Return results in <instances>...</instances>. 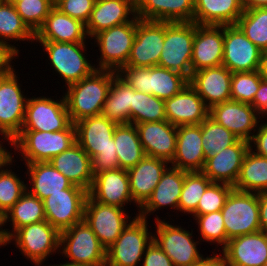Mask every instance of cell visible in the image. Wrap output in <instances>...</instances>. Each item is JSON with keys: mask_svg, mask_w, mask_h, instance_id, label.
Returning a JSON list of instances; mask_svg holds the SVG:
<instances>
[{"mask_svg": "<svg viewBox=\"0 0 267 266\" xmlns=\"http://www.w3.org/2000/svg\"><path fill=\"white\" fill-rule=\"evenodd\" d=\"M116 126L102 114L75 123L76 142L90 156L93 175L119 168L113 139Z\"/></svg>", "mask_w": 267, "mask_h": 266, "instance_id": "6da1fadb", "label": "cell"}, {"mask_svg": "<svg viewBox=\"0 0 267 266\" xmlns=\"http://www.w3.org/2000/svg\"><path fill=\"white\" fill-rule=\"evenodd\" d=\"M118 72L95 70L90 76L67 87L64 94L71 122L100 115L113 78Z\"/></svg>", "mask_w": 267, "mask_h": 266, "instance_id": "7a4b0ae2", "label": "cell"}, {"mask_svg": "<svg viewBox=\"0 0 267 266\" xmlns=\"http://www.w3.org/2000/svg\"><path fill=\"white\" fill-rule=\"evenodd\" d=\"M76 143V127L71 124L58 132L21 130L11 147L21 153L24 163L49 162Z\"/></svg>", "mask_w": 267, "mask_h": 266, "instance_id": "3957f363", "label": "cell"}, {"mask_svg": "<svg viewBox=\"0 0 267 266\" xmlns=\"http://www.w3.org/2000/svg\"><path fill=\"white\" fill-rule=\"evenodd\" d=\"M118 75L135 91L151 94L163 100L178 94L189 84V80L185 76L159 65L152 67L124 66Z\"/></svg>", "mask_w": 267, "mask_h": 266, "instance_id": "277c9868", "label": "cell"}, {"mask_svg": "<svg viewBox=\"0 0 267 266\" xmlns=\"http://www.w3.org/2000/svg\"><path fill=\"white\" fill-rule=\"evenodd\" d=\"M195 30L194 22H165V40L158 65L189 80Z\"/></svg>", "mask_w": 267, "mask_h": 266, "instance_id": "5b68a950", "label": "cell"}, {"mask_svg": "<svg viewBox=\"0 0 267 266\" xmlns=\"http://www.w3.org/2000/svg\"><path fill=\"white\" fill-rule=\"evenodd\" d=\"M221 212L226 230V244L230 239L261 231L258 193L233 188Z\"/></svg>", "mask_w": 267, "mask_h": 266, "instance_id": "8992f818", "label": "cell"}, {"mask_svg": "<svg viewBox=\"0 0 267 266\" xmlns=\"http://www.w3.org/2000/svg\"><path fill=\"white\" fill-rule=\"evenodd\" d=\"M59 248L60 254L70 259L66 263L105 266L106 249L84 220L60 232Z\"/></svg>", "mask_w": 267, "mask_h": 266, "instance_id": "52a82bcc", "label": "cell"}, {"mask_svg": "<svg viewBox=\"0 0 267 266\" xmlns=\"http://www.w3.org/2000/svg\"><path fill=\"white\" fill-rule=\"evenodd\" d=\"M117 240L106 250L105 266H138L146 248L153 241L148 232V221L141 217L131 218Z\"/></svg>", "mask_w": 267, "mask_h": 266, "instance_id": "ba28073f", "label": "cell"}, {"mask_svg": "<svg viewBox=\"0 0 267 266\" xmlns=\"http://www.w3.org/2000/svg\"><path fill=\"white\" fill-rule=\"evenodd\" d=\"M48 54L51 67L65 80L67 86L90 76L95 64L86 58L85 42H39ZM84 51V52H83Z\"/></svg>", "mask_w": 267, "mask_h": 266, "instance_id": "9c48e42d", "label": "cell"}, {"mask_svg": "<svg viewBox=\"0 0 267 266\" xmlns=\"http://www.w3.org/2000/svg\"><path fill=\"white\" fill-rule=\"evenodd\" d=\"M136 37V18L108 28L93 38L101 53L97 70L119 72L126 64Z\"/></svg>", "mask_w": 267, "mask_h": 266, "instance_id": "30bf717a", "label": "cell"}, {"mask_svg": "<svg viewBox=\"0 0 267 266\" xmlns=\"http://www.w3.org/2000/svg\"><path fill=\"white\" fill-rule=\"evenodd\" d=\"M11 241L15 242L22 256L30 259L35 266H40L48 257L60 252V232L46 220L17 229L10 236L9 244Z\"/></svg>", "mask_w": 267, "mask_h": 266, "instance_id": "8fae6325", "label": "cell"}, {"mask_svg": "<svg viewBox=\"0 0 267 266\" xmlns=\"http://www.w3.org/2000/svg\"><path fill=\"white\" fill-rule=\"evenodd\" d=\"M16 73L14 69L0 76V135L9 144L21 132L28 99L21 91Z\"/></svg>", "mask_w": 267, "mask_h": 266, "instance_id": "7c38bea8", "label": "cell"}, {"mask_svg": "<svg viewBox=\"0 0 267 266\" xmlns=\"http://www.w3.org/2000/svg\"><path fill=\"white\" fill-rule=\"evenodd\" d=\"M155 219L157 234L153 235V241L172 260L174 266H191L203 256L196 247L200 242L193 240L192 232L161 220L158 215Z\"/></svg>", "mask_w": 267, "mask_h": 266, "instance_id": "4fadbf2b", "label": "cell"}, {"mask_svg": "<svg viewBox=\"0 0 267 266\" xmlns=\"http://www.w3.org/2000/svg\"><path fill=\"white\" fill-rule=\"evenodd\" d=\"M126 209L99 203L87 196L83 220L107 250L131 222Z\"/></svg>", "mask_w": 267, "mask_h": 266, "instance_id": "5bb4252c", "label": "cell"}, {"mask_svg": "<svg viewBox=\"0 0 267 266\" xmlns=\"http://www.w3.org/2000/svg\"><path fill=\"white\" fill-rule=\"evenodd\" d=\"M62 97L60 101L44 96L28 98L21 130L58 132L67 129L72 122L64 95Z\"/></svg>", "mask_w": 267, "mask_h": 266, "instance_id": "9a60e30c", "label": "cell"}, {"mask_svg": "<svg viewBox=\"0 0 267 266\" xmlns=\"http://www.w3.org/2000/svg\"><path fill=\"white\" fill-rule=\"evenodd\" d=\"M88 191L73 185L43 200L46 221L59 232L83 221L85 201Z\"/></svg>", "mask_w": 267, "mask_h": 266, "instance_id": "2e32d148", "label": "cell"}, {"mask_svg": "<svg viewBox=\"0 0 267 266\" xmlns=\"http://www.w3.org/2000/svg\"><path fill=\"white\" fill-rule=\"evenodd\" d=\"M165 40V22L136 17V37L125 66L152 67L159 64Z\"/></svg>", "mask_w": 267, "mask_h": 266, "instance_id": "e0dca14e", "label": "cell"}, {"mask_svg": "<svg viewBox=\"0 0 267 266\" xmlns=\"http://www.w3.org/2000/svg\"><path fill=\"white\" fill-rule=\"evenodd\" d=\"M261 51L237 25H224L222 65L229 71L233 73L259 70Z\"/></svg>", "mask_w": 267, "mask_h": 266, "instance_id": "ac0fdd59", "label": "cell"}, {"mask_svg": "<svg viewBox=\"0 0 267 266\" xmlns=\"http://www.w3.org/2000/svg\"><path fill=\"white\" fill-rule=\"evenodd\" d=\"M209 117L231 131L239 139L247 142L252 139L261 118L250 104L234 100L212 106L209 109Z\"/></svg>", "mask_w": 267, "mask_h": 266, "instance_id": "d6986e66", "label": "cell"}, {"mask_svg": "<svg viewBox=\"0 0 267 266\" xmlns=\"http://www.w3.org/2000/svg\"><path fill=\"white\" fill-rule=\"evenodd\" d=\"M224 53V25H199L193 41L192 73L222 65Z\"/></svg>", "mask_w": 267, "mask_h": 266, "instance_id": "ffe728a7", "label": "cell"}, {"mask_svg": "<svg viewBox=\"0 0 267 266\" xmlns=\"http://www.w3.org/2000/svg\"><path fill=\"white\" fill-rule=\"evenodd\" d=\"M135 126L145 155L171 163L176 153L177 126L167 120L143 122Z\"/></svg>", "mask_w": 267, "mask_h": 266, "instance_id": "44dd1931", "label": "cell"}, {"mask_svg": "<svg viewBox=\"0 0 267 266\" xmlns=\"http://www.w3.org/2000/svg\"><path fill=\"white\" fill-rule=\"evenodd\" d=\"M221 254L226 266H264L267 261V233L258 231L230 239Z\"/></svg>", "mask_w": 267, "mask_h": 266, "instance_id": "7402d4cb", "label": "cell"}, {"mask_svg": "<svg viewBox=\"0 0 267 266\" xmlns=\"http://www.w3.org/2000/svg\"><path fill=\"white\" fill-rule=\"evenodd\" d=\"M231 79L232 72L221 65L193 72L189 85L210 109L216 104L231 100Z\"/></svg>", "mask_w": 267, "mask_h": 266, "instance_id": "603a6c76", "label": "cell"}, {"mask_svg": "<svg viewBox=\"0 0 267 266\" xmlns=\"http://www.w3.org/2000/svg\"><path fill=\"white\" fill-rule=\"evenodd\" d=\"M249 149V142L239 139L218 154L207 157L202 172L212 182L234 186Z\"/></svg>", "mask_w": 267, "mask_h": 266, "instance_id": "cb8c5ba5", "label": "cell"}, {"mask_svg": "<svg viewBox=\"0 0 267 266\" xmlns=\"http://www.w3.org/2000/svg\"><path fill=\"white\" fill-rule=\"evenodd\" d=\"M88 196L99 203L124 208L133 202L127 170L118 168L94 175Z\"/></svg>", "mask_w": 267, "mask_h": 266, "instance_id": "d4e9b609", "label": "cell"}, {"mask_svg": "<svg viewBox=\"0 0 267 266\" xmlns=\"http://www.w3.org/2000/svg\"><path fill=\"white\" fill-rule=\"evenodd\" d=\"M164 102L167 121L174 126L200 125L209 116V108L189 84Z\"/></svg>", "mask_w": 267, "mask_h": 266, "instance_id": "484cf974", "label": "cell"}, {"mask_svg": "<svg viewBox=\"0 0 267 266\" xmlns=\"http://www.w3.org/2000/svg\"><path fill=\"white\" fill-rule=\"evenodd\" d=\"M136 17L135 0H96L86 23V32L92 40L97 33L131 22Z\"/></svg>", "mask_w": 267, "mask_h": 266, "instance_id": "4316f807", "label": "cell"}, {"mask_svg": "<svg viewBox=\"0 0 267 266\" xmlns=\"http://www.w3.org/2000/svg\"><path fill=\"white\" fill-rule=\"evenodd\" d=\"M205 162L201 125L177 126L176 153L170 166L188 172L202 171Z\"/></svg>", "mask_w": 267, "mask_h": 266, "instance_id": "83f0119b", "label": "cell"}, {"mask_svg": "<svg viewBox=\"0 0 267 266\" xmlns=\"http://www.w3.org/2000/svg\"><path fill=\"white\" fill-rule=\"evenodd\" d=\"M169 164L166 160L145 156L134 167L127 170L130 193L138 209L151 196Z\"/></svg>", "mask_w": 267, "mask_h": 266, "instance_id": "f1b7e54d", "label": "cell"}, {"mask_svg": "<svg viewBox=\"0 0 267 266\" xmlns=\"http://www.w3.org/2000/svg\"><path fill=\"white\" fill-rule=\"evenodd\" d=\"M86 24L62 13L55 6L35 33L36 42H86Z\"/></svg>", "mask_w": 267, "mask_h": 266, "instance_id": "f546056e", "label": "cell"}, {"mask_svg": "<svg viewBox=\"0 0 267 266\" xmlns=\"http://www.w3.org/2000/svg\"><path fill=\"white\" fill-rule=\"evenodd\" d=\"M185 179V170L169 167L163 173L161 180L154 188L151 196L140 207L135 214L138 217L147 219L151 213L162 207H171L178 211V203ZM149 213V214H148Z\"/></svg>", "mask_w": 267, "mask_h": 266, "instance_id": "4dcf8cb0", "label": "cell"}, {"mask_svg": "<svg viewBox=\"0 0 267 266\" xmlns=\"http://www.w3.org/2000/svg\"><path fill=\"white\" fill-rule=\"evenodd\" d=\"M139 19L193 22L195 0H135Z\"/></svg>", "mask_w": 267, "mask_h": 266, "instance_id": "1f68e13d", "label": "cell"}, {"mask_svg": "<svg viewBox=\"0 0 267 266\" xmlns=\"http://www.w3.org/2000/svg\"><path fill=\"white\" fill-rule=\"evenodd\" d=\"M73 185L89 191L93 182L92 161L86 151L76 142L69 149L49 161Z\"/></svg>", "mask_w": 267, "mask_h": 266, "instance_id": "d6a6232c", "label": "cell"}, {"mask_svg": "<svg viewBox=\"0 0 267 266\" xmlns=\"http://www.w3.org/2000/svg\"><path fill=\"white\" fill-rule=\"evenodd\" d=\"M27 166V176H29V185L27 191L44 200L48 196L56 193H63V190L73 186L62 173H60L50 162L25 163Z\"/></svg>", "mask_w": 267, "mask_h": 266, "instance_id": "836d02e7", "label": "cell"}, {"mask_svg": "<svg viewBox=\"0 0 267 266\" xmlns=\"http://www.w3.org/2000/svg\"><path fill=\"white\" fill-rule=\"evenodd\" d=\"M243 11L240 0H195L193 22L199 25H236Z\"/></svg>", "mask_w": 267, "mask_h": 266, "instance_id": "e575fe53", "label": "cell"}, {"mask_svg": "<svg viewBox=\"0 0 267 266\" xmlns=\"http://www.w3.org/2000/svg\"><path fill=\"white\" fill-rule=\"evenodd\" d=\"M130 105H132V87L117 74L112 80L101 114L117 125L128 124Z\"/></svg>", "mask_w": 267, "mask_h": 266, "instance_id": "d590c367", "label": "cell"}, {"mask_svg": "<svg viewBox=\"0 0 267 266\" xmlns=\"http://www.w3.org/2000/svg\"><path fill=\"white\" fill-rule=\"evenodd\" d=\"M252 146L245 155L234 189L245 192H267V158L253 152Z\"/></svg>", "mask_w": 267, "mask_h": 266, "instance_id": "8d00e7d4", "label": "cell"}, {"mask_svg": "<svg viewBox=\"0 0 267 266\" xmlns=\"http://www.w3.org/2000/svg\"><path fill=\"white\" fill-rule=\"evenodd\" d=\"M113 139L119 161V168L128 170L146 156L134 124L117 125L113 134Z\"/></svg>", "mask_w": 267, "mask_h": 266, "instance_id": "74e56055", "label": "cell"}, {"mask_svg": "<svg viewBox=\"0 0 267 266\" xmlns=\"http://www.w3.org/2000/svg\"><path fill=\"white\" fill-rule=\"evenodd\" d=\"M13 40H31L32 44L35 33L26 25L12 3L8 0H0V42L9 44L19 54L20 50L10 44Z\"/></svg>", "mask_w": 267, "mask_h": 266, "instance_id": "f35d334b", "label": "cell"}, {"mask_svg": "<svg viewBox=\"0 0 267 266\" xmlns=\"http://www.w3.org/2000/svg\"><path fill=\"white\" fill-rule=\"evenodd\" d=\"M5 215L6 223L12 222L9 236L23 226L46 220L44 202L27 190Z\"/></svg>", "mask_w": 267, "mask_h": 266, "instance_id": "ab89813d", "label": "cell"}, {"mask_svg": "<svg viewBox=\"0 0 267 266\" xmlns=\"http://www.w3.org/2000/svg\"><path fill=\"white\" fill-rule=\"evenodd\" d=\"M165 102L154 95L135 91L132 88L130 124L166 121Z\"/></svg>", "mask_w": 267, "mask_h": 266, "instance_id": "60d3db41", "label": "cell"}, {"mask_svg": "<svg viewBox=\"0 0 267 266\" xmlns=\"http://www.w3.org/2000/svg\"><path fill=\"white\" fill-rule=\"evenodd\" d=\"M236 25L259 49H267V7L244 10Z\"/></svg>", "mask_w": 267, "mask_h": 266, "instance_id": "b9f144b4", "label": "cell"}, {"mask_svg": "<svg viewBox=\"0 0 267 266\" xmlns=\"http://www.w3.org/2000/svg\"><path fill=\"white\" fill-rule=\"evenodd\" d=\"M203 153L206 158L218 154L224 148L236 143L239 138L209 116L200 123Z\"/></svg>", "mask_w": 267, "mask_h": 266, "instance_id": "7bdbcfd3", "label": "cell"}, {"mask_svg": "<svg viewBox=\"0 0 267 266\" xmlns=\"http://www.w3.org/2000/svg\"><path fill=\"white\" fill-rule=\"evenodd\" d=\"M211 183L212 181L202 171H185L178 211L192 215L197 209L200 198Z\"/></svg>", "mask_w": 267, "mask_h": 266, "instance_id": "ee69618b", "label": "cell"}, {"mask_svg": "<svg viewBox=\"0 0 267 266\" xmlns=\"http://www.w3.org/2000/svg\"><path fill=\"white\" fill-rule=\"evenodd\" d=\"M14 156L0 167V210L6 212L21 198L27 190V184L22 181L8 165H12ZM5 168V169H4ZM7 168V169H6Z\"/></svg>", "mask_w": 267, "mask_h": 266, "instance_id": "f6af8a7d", "label": "cell"}, {"mask_svg": "<svg viewBox=\"0 0 267 266\" xmlns=\"http://www.w3.org/2000/svg\"><path fill=\"white\" fill-rule=\"evenodd\" d=\"M9 2L16 7L17 13L34 33L43 25L50 10L54 7V0H22Z\"/></svg>", "mask_w": 267, "mask_h": 266, "instance_id": "bcb514c9", "label": "cell"}, {"mask_svg": "<svg viewBox=\"0 0 267 266\" xmlns=\"http://www.w3.org/2000/svg\"><path fill=\"white\" fill-rule=\"evenodd\" d=\"M262 77L259 70L233 72L231 79V100L251 104L259 89Z\"/></svg>", "mask_w": 267, "mask_h": 266, "instance_id": "7dc6e473", "label": "cell"}, {"mask_svg": "<svg viewBox=\"0 0 267 266\" xmlns=\"http://www.w3.org/2000/svg\"><path fill=\"white\" fill-rule=\"evenodd\" d=\"M198 224L203 242L218 244L223 249L226 246V230L222 212H212L205 215H192Z\"/></svg>", "mask_w": 267, "mask_h": 266, "instance_id": "c3c4849f", "label": "cell"}, {"mask_svg": "<svg viewBox=\"0 0 267 266\" xmlns=\"http://www.w3.org/2000/svg\"><path fill=\"white\" fill-rule=\"evenodd\" d=\"M232 189L233 186L229 184L212 182L200 198L193 215H205L221 211Z\"/></svg>", "mask_w": 267, "mask_h": 266, "instance_id": "681fc988", "label": "cell"}, {"mask_svg": "<svg viewBox=\"0 0 267 266\" xmlns=\"http://www.w3.org/2000/svg\"><path fill=\"white\" fill-rule=\"evenodd\" d=\"M95 2L96 0H54V6L62 13L86 24L89 21Z\"/></svg>", "mask_w": 267, "mask_h": 266, "instance_id": "f907efd6", "label": "cell"}, {"mask_svg": "<svg viewBox=\"0 0 267 266\" xmlns=\"http://www.w3.org/2000/svg\"><path fill=\"white\" fill-rule=\"evenodd\" d=\"M142 266H174L172 260L152 241L143 255Z\"/></svg>", "mask_w": 267, "mask_h": 266, "instance_id": "816d5d0a", "label": "cell"}, {"mask_svg": "<svg viewBox=\"0 0 267 266\" xmlns=\"http://www.w3.org/2000/svg\"><path fill=\"white\" fill-rule=\"evenodd\" d=\"M19 57L18 53L9 45L0 42V76L7 75L14 70L11 61Z\"/></svg>", "mask_w": 267, "mask_h": 266, "instance_id": "f5cc1de1", "label": "cell"}, {"mask_svg": "<svg viewBox=\"0 0 267 266\" xmlns=\"http://www.w3.org/2000/svg\"><path fill=\"white\" fill-rule=\"evenodd\" d=\"M256 131L249 144L255 145L253 151L255 154L267 158V123L259 124Z\"/></svg>", "mask_w": 267, "mask_h": 266, "instance_id": "db71d44e", "label": "cell"}, {"mask_svg": "<svg viewBox=\"0 0 267 266\" xmlns=\"http://www.w3.org/2000/svg\"><path fill=\"white\" fill-rule=\"evenodd\" d=\"M261 116L267 111V81L261 80L252 103L250 104Z\"/></svg>", "mask_w": 267, "mask_h": 266, "instance_id": "11a10c76", "label": "cell"}, {"mask_svg": "<svg viewBox=\"0 0 267 266\" xmlns=\"http://www.w3.org/2000/svg\"><path fill=\"white\" fill-rule=\"evenodd\" d=\"M258 203L261 231L267 233V192L258 193Z\"/></svg>", "mask_w": 267, "mask_h": 266, "instance_id": "9f6ffc18", "label": "cell"}, {"mask_svg": "<svg viewBox=\"0 0 267 266\" xmlns=\"http://www.w3.org/2000/svg\"><path fill=\"white\" fill-rule=\"evenodd\" d=\"M191 266H226L223 255L216 253L214 256H203Z\"/></svg>", "mask_w": 267, "mask_h": 266, "instance_id": "6f0895ef", "label": "cell"}, {"mask_svg": "<svg viewBox=\"0 0 267 266\" xmlns=\"http://www.w3.org/2000/svg\"><path fill=\"white\" fill-rule=\"evenodd\" d=\"M5 224L6 215L2 210H0V246H6L7 244H9L10 236L8 232H10V229H3L2 227L5 226Z\"/></svg>", "mask_w": 267, "mask_h": 266, "instance_id": "680465c9", "label": "cell"}, {"mask_svg": "<svg viewBox=\"0 0 267 266\" xmlns=\"http://www.w3.org/2000/svg\"><path fill=\"white\" fill-rule=\"evenodd\" d=\"M244 10L267 7V0H240Z\"/></svg>", "mask_w": 267, "mask_h": 266, "instance_id": "91938a15", "label": "cell"}, {"mask_svg": "<svg viewBox=\"0 0 267 266\" xmlns=\"http://www.w3.org/2000/svg\"><path fill=\"white\" fill-rule=\"evenodd\" d=\"M259 72L262 79L267 81V49L261 51Z\"/></svg>", "mask_w": 267, "mask_h": 266, "instance_id": "94428289", "label": "cell"}, {"mask_svg": "<svg viewBox=\"0 0 267 266\" xmlns=\"http://www.w3.org/2000/svg\"><path fill=\"white\" fill-rule=\"evenodd\" d=\"M1 143L2 141H0V167L12 156V153L9 150H6L5 146L3 147V143Z\"/></svg>", "mask_w": 267, "mask_h": 266, "instance_id": "6125c7cd", "label": "cell"}, {"mask_svg": "<svg viewBox=\"0 0 267 266\" xmlns=\"http://www.w3.org/2000/svg\"><path fill=\"white\" fill-rule=\"evenodd\" d=\"M48 266H84V265H74V264H69V263H61V264H55V265H48Z\"/></svg>", "mask_w": 267, "mask_h": 266, "instance_id": "be15d7a7", "label": "cell"}, {"mask_svg": "<svg viewBox=\"0 0 267 266\" xmlns=\"http://www.w3.org/2000/svg\"><path fill=\"white\" fill-rule=\"evenodd\" d=\"M266 115H267V111L261 117L264 118Z\"/></svg>", "mask_w": 267, "mask_h": 266, "instance_id": "e7e4bbea", "label": "cell"}]
</instances>
